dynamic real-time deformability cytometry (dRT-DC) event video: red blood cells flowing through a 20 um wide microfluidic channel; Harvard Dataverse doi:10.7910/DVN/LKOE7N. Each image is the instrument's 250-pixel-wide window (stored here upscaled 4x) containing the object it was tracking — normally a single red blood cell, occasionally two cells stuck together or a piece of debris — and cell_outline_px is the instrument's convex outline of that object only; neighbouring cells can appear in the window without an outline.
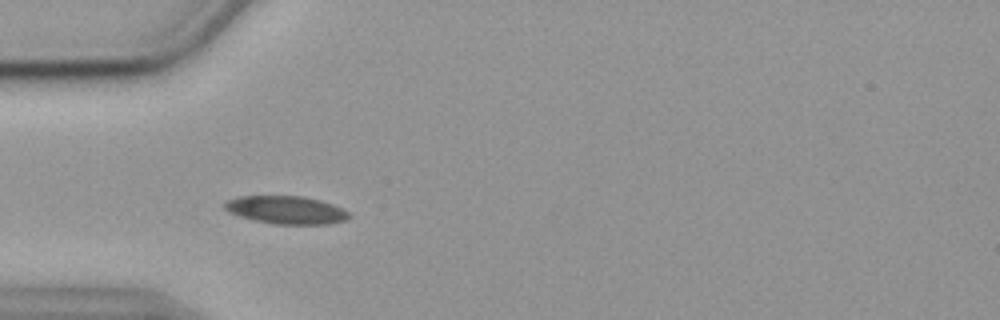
{"species": "common noctule bat (a hibernating species)", "species_latin": "Nyctalus noctula", "temperature_condition": "cold", "stored_images_in_passage": 40, "camera_frame_rate_fps": 3000, "um_per_image_px": 0.085, "animal": {"sex": "female", "body_mass_g": 19.9}, "frame": {"image": 1, "passage_image": 11, "time_ms": 3.333, "image_size_px": [1000, 320], "cell_outline_px": [[348, 216], [344, 220], [328, 224], [276, 224], [252, 220], [228, 212], [224, 208], [224, 200], [236, 196], [304, 196], [320, 200], [332, 204], [348, 212]], "centroid_in_image_um": [24.24, 17.83], "position_along_channel_um": 60.8, "area_um2": 20.23}}
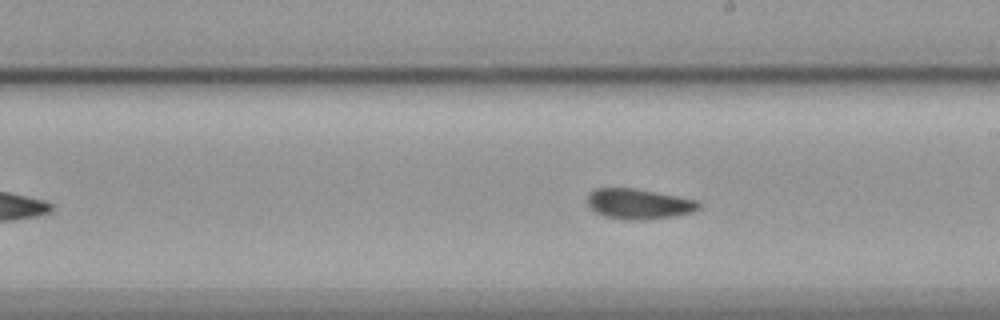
{"frame": {"image": 2, "passage_image": 26, "time_ms": 8.333, "image_size_px": [1000, 320], "cell_outline_px": [[700, 208], [692, 212], [672, 216], [644, 220], [624, 220], [604, 216], [596, 212], [588, 204], [588, 192], [592, 188], [636, 188], [696, 200], [700, 204]], "centroid_in_image_um": [54.25, 17.33], "position_along_channel_um": 234.7, "area_um2": 19.65}}
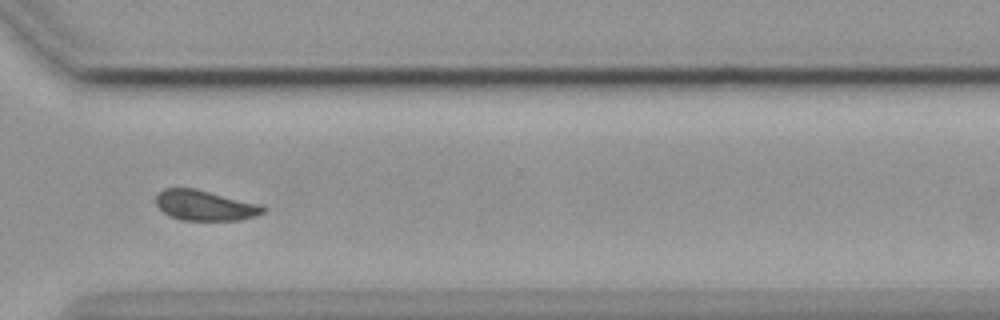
{"frame": {"image": 3, "passage_image": 36, "time_ms": 11.667, "image_size_px": [1000, 320], "cell_outline_px": [[268, 208], [264, 212], [240, 220], [180, 220], [168, 216], [156, 204], [156, 196], [164, 188], [196, 188], [260, 204]], "centroid_in_image_um": [17.41, 17.46], "position_along_channel_um": 353.2, "area_um2": 18.9}, "authors_computed_cell_mechanics": {"area_um2": 19.7387, "velocity_mm_per_s": 3.5444, "shape_relaxation_time_tau1_ms": 6.123, "shape_relaxation_time_tau2_ms": 3.1498, "deformation_change_tau1": 0.0892, "deformation_change_tau2": 0.0678}}